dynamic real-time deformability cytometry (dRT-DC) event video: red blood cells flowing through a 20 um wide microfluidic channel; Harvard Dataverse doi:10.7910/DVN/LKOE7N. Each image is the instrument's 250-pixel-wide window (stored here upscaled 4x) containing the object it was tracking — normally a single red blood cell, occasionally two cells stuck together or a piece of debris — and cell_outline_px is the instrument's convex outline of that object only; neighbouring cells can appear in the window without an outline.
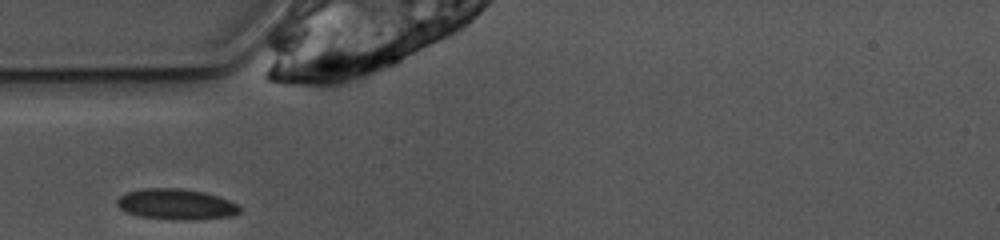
{"species": "common noctule bat (a hibernating species)", "species_latin": "Nyctalus noctula", "temperature_condition": "warm", "stored_images_in_passage": 23, "camera_frame_rate_fps": 3000, "um_per_image_px": 0.085, "animal": {"sex": "female", "body_mass_g": 10.0, "forearm_length_mm": 53.1}, "frame": {"image": 1, "passage_image": 1, "time_ms": 0.0, "image_size_px": [1000, 240], "cell_outline_px": [[240, 212], [232, 216], [140, 216], [128, 212], [120, 208], [116, 204], [116, 200], [120, 196], [128, 192], [140, 188], [180, 188], [204, 192], [220, 196], [236, 204], [240, 208]], "centroid_in_image_um": [14.92, 17.27], "position_along_channel_um": 70.1, "area_um2": 20.4}}
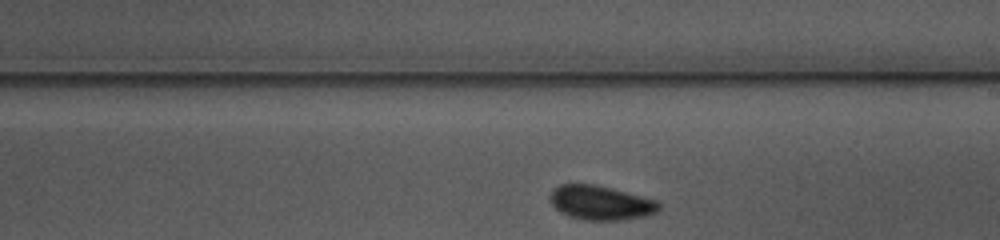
{"frame": {"image": 2, "passage_image": 14, "time_ms": 4.333, "image_size_px": [1000, 240], "cell_outline_px": [[660, 212], [644, 216], [620, 220], [584, 220], [560, 212], [548, 200], [548, 196], [552, 188], [560, 184], [592, 184], [612, 188], [656, 200], [660, 204]], "centroid_in_image_um": [51.04, 17.23], "position_along_channel_um": 238.0, "area_um2": 21.85}}
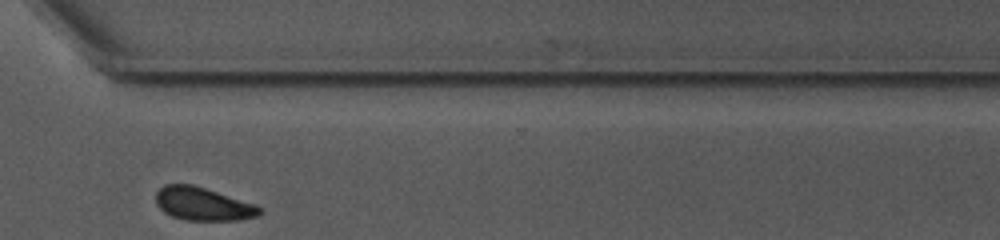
{"frame": {"image": 3, "passage_image": 23, "time_ms": 7.333, "image_size_px": [1000, 240], "cell_outline_px": [[264, 212], [256, 216], [236, 220], [184, 220], [172, 216], [164, 212], [156, 204], [156, 192], [164, 184], [192, 184], [256, 204], [264, 208]], "centroid_in_image_um": [17.26, 17.33], "position_along_channel_um": 353.3, "area_um2": 20.11}}